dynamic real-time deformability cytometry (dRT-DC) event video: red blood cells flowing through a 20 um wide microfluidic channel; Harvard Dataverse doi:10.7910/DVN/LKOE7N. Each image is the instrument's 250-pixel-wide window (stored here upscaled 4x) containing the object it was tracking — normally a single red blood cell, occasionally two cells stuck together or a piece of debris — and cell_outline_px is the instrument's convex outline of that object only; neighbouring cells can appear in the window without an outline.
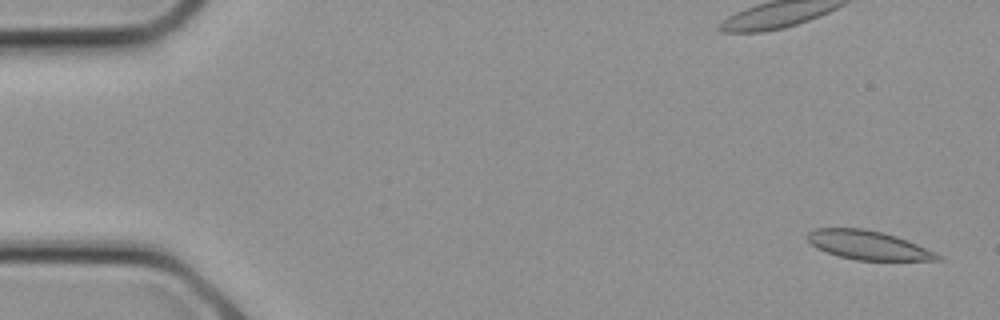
{"species": "common noctule bat (a hibernating species)", "species_latin": "Nyctalus noctula", "temperature_condition": "cold", "stored_images_in_passage": 7, "camera_frame_rate_fps": 3000, "um_per_image_px": 0.085, "animal": {"sex": "female", "body_mass_g": 21.9}, "frame": {"image": 1, "passage_image": 1, "time_ms": 0.0, "image_size_px": [1000, 320], "cell_outline_px": [[944, 260], [856, 260], [840, 256], [816, 248], [804, 236], [808, 232], [816, 228], [864, 228], [896, 236], [908, 240], [944, 256]], "centroid_in_image_um": [73.81, 20.83], "position_along_channel_um": 11.2, "area_um2": 21.91}}